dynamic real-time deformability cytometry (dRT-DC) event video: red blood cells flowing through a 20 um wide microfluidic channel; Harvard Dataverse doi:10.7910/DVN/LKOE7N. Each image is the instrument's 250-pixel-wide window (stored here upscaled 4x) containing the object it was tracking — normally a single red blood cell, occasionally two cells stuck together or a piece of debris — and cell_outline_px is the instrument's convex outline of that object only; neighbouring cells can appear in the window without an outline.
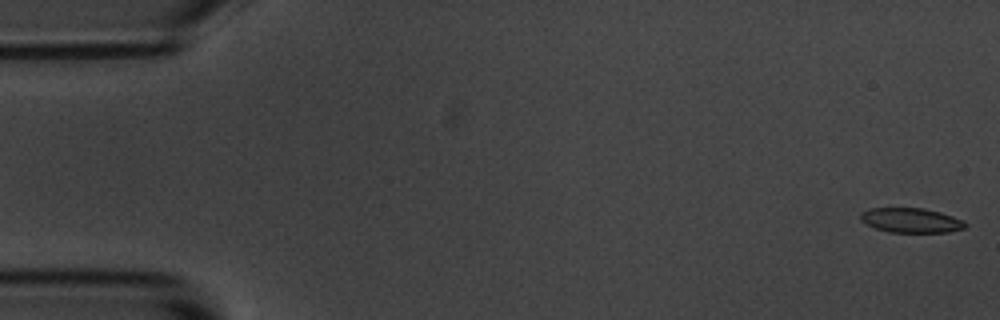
{"species": "common noctule bat (a hibernating species)", "species_latin": "Nyctalus noctula", "temperature_condition": "room temperature", "stored_images_in_passage": 5, "camera_frame_rate_fps": 3000, "um_per_image_px": 0.085, "animal": {"sex": "male", "body_mass_g": 20.1, "forearm_length_mm": 53.5}, "frame": {"image": 1, "passage_image": 1, "time_ms": 0.0, "image_size_px": [1000, 320], "cell_outline_px": [[968, 224], [964, 228], [948, 232], [888, 232], [876, 228], [860, 220], [860, 212], [868, 208], [924, 208], [940, 212], [964, 220]], "centroid_in_image_um": [77.44, 18.72], "position_along_channel_um": 7.6, "area_um2": 15.09}}
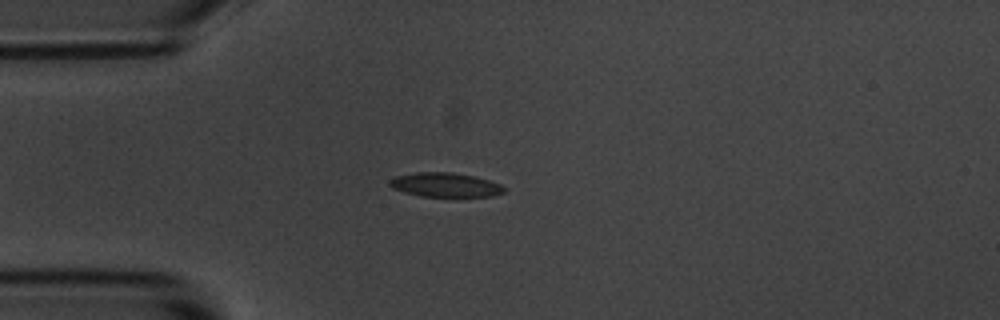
{"frame": {"image": 2, "passage_image": 4, "time_ms": 4.333, "image_size_px": [1000, 320], "cell_outline_px": [[504, 192], [492, 196], [420, 196], [404, 192], [392, 188], [388, 184], [388, 180], [396, 176], [416, 172], [452, 172], [472, 176], [488, 180], [500, 184], [504, 188]], "centroid_in_image_um": [37.79, 15.71], "position_along_channel_um": 47.2, "area_um2": 16.01}}